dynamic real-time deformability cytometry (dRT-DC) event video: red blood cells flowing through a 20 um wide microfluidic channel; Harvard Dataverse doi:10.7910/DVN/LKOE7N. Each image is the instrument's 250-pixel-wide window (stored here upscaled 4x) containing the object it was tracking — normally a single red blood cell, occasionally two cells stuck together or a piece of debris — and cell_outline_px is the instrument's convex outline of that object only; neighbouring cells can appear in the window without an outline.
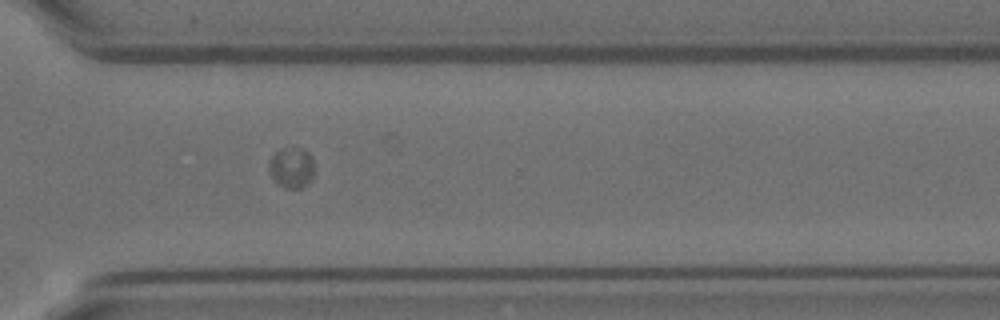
{"species": "Egyptian fruit bat (a non-hibernating species)", "species_latin": "Rousettus aegyptiacus", "temperature_condition": "room temperature", "stored_images_in_passage": 16, "segment_of_instrument_passage": [3, 3], "camera_frame_rate_fps": 3000, "um_per_image_px": 0.085, "animal": {"sex": "female"}, "frame": {"image": 1, "passage_image": 11, "time_ms": 12.333, "image_size_px": [1000, 320], "cell_outline_px": [[312, 180], [308, 184], [300, 188], [284, 188], [276, 184], [272, 180], [268, 172], [268, 164], [272, 156], [280, 148], [300, 148], [308, 152], [312, 160]], "centroid_in_image_um": [24.73, 14.28], "position_along_channel_um": 345.9, "area_um2": 10.87}}
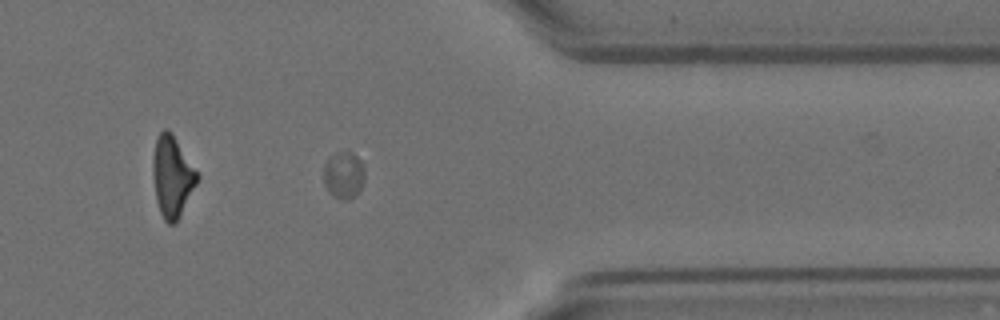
{"frame": {"image": 2, "passage_image": 12, "time_ms": 13.667, "image_size_px": [1000, 320], "cell_outline_px": [[364, 180], [356, 196], [348, 200], [344, 200], [332, 196], [328, 192], [324, 184], [324, 164], [336, 152], [352, 152], [360, 160], [364, 168]], "centroid_in_image_um": [29.21, 14.91], "position_along_channel_um": 382.2, "area_um2": 11.27}}
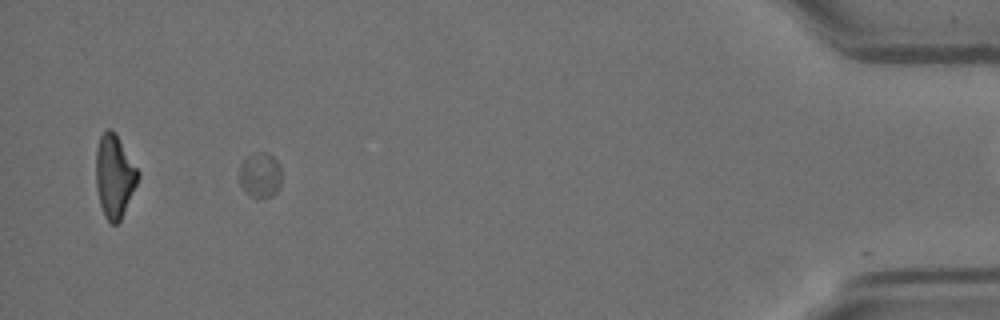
{"frame": {"image": 3, "passage_image": 14, "time_ms": 16.0, "image_size_px": [1000, 320], "cell_outline_px": [[280, 184], [276, 192], [272, 196], [252, 196], [244, 192], [240, 184], [240, 164], [252, 152], [268, 152], [280, 164]], "centroid_in_image_um": [22.11, 14.84], "position_along_channel_um": 413.1, "area_um2": 11.04}}